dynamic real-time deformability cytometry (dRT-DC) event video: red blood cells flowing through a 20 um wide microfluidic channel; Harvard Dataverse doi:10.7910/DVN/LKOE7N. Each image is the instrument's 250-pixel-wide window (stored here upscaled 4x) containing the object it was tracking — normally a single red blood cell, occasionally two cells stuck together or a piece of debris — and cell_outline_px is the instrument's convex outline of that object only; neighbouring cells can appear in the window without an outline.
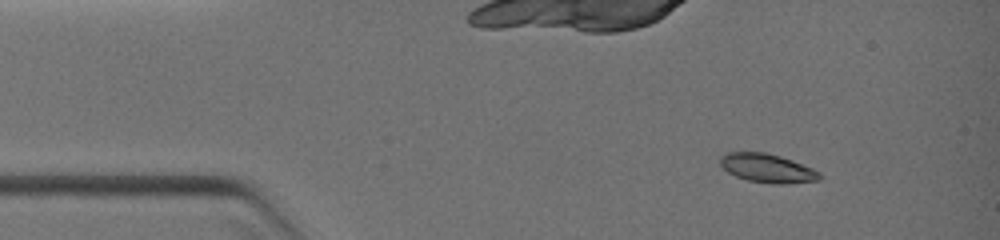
{"species": "common noctule bat (a hibernating species)", "species_latin": "Nyctalus noctula", "temperature_condition": "warm", "stored_images_in_passage": 16, "camera_frame_rate_fps": 3000, "um_per_image_px": 0.085, "animal": {"sex": "female", "body_mass_g": 19.0, "forearm_length_mm": 51.5}, "frame": {"image": 1, "passage_image": 2, "time_ms": 0.667, "image_size_px": [1000, 240], "cell_outline_px": [[820, 180], [780, 184], [772, 184], [748, 180], [736, 176], [728, 172], [720, 164], [720, 156], [728, 152], [764, 152], [780, 156], [792, 160], [812, 168], [820, 172]], "centroid_in_image_um": [65.21, 14.29], "position_along_channel_um": 19.8, "area_um2": 16.53}}
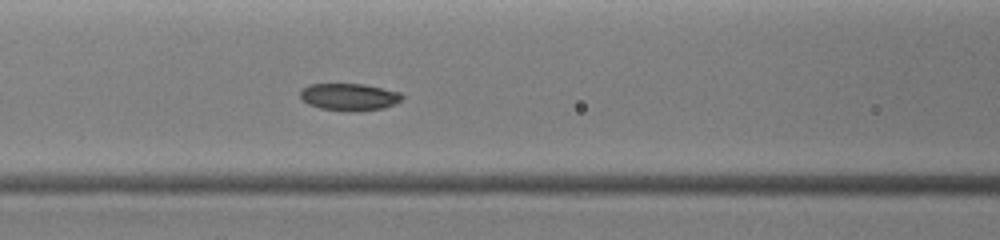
{"frame": {"image": 2, "passage_image": 8, "time_ms": 4.333, "image_size_px": [1000, 240], "cell_outline_px": [[404, 96], [400, 100], [384, 108], [356, 112], [348, 112], [320, 108], [308, 104], [300, 100], [300, 92], [308, 84], [364, 84], [400, 92]], "centroid_in_image_um": [29.65, 8.25], "position_along_channel_um": 136.9, "area_um2": 16.24}}
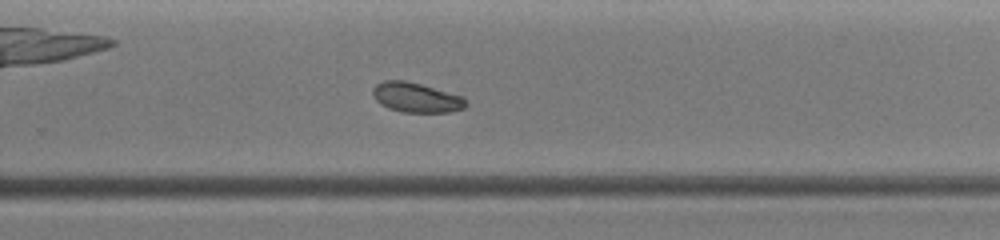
{"frame": {"image": 3, "passage_image": 16, "time_ms": 7.333, "image_size_px": [1000, 240], "cell_outline_px": [[468, 104], [464, 108], [448, 112], [400, 112], [388, 108], [380, 104], [372, 96], [372, 88], [376, 84], [384, 80], [404, 80], [420, 84], [464, 96]], "centroid_in_image_um": [35.36, 8.29], "position_along_channel_um": 294.4, "area_um2": 16.3}}